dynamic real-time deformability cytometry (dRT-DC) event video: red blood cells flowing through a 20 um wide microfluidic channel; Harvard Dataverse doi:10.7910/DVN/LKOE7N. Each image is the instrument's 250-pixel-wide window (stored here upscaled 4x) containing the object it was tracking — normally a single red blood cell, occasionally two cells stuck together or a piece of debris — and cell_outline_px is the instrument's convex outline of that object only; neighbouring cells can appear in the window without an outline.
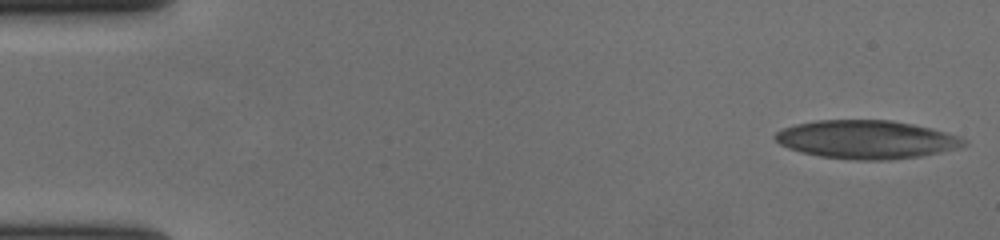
{"species": "human", "species_latin": "Homo sapiens", "temperature_condition": "cold", "stored_images_in_passage": 56, "camera_frame_rate_fps": 3000, "um_per_image_px": 0.085, "donor": {"sex": "female"}, "frame": {"image": 1, "passage_image": 1, "time_ms": 0.0, "image_size_px": [1000, 240], "cell_outline_px": [[968, 144], [960, 148], [920, 156], [888, 160], [856, 160], [820, 156], [800, 152], [788, 148], [780, 144], [772, 136], [776, 132], [784, 128], [796, 124], [816, 120], [892, 120], [912, 124], [960, 136], [968, 140]], "centroid_in_image_um": [73.65, 11.86], "position_along_channel_um": 11.3, "area_um2": 42.25}}
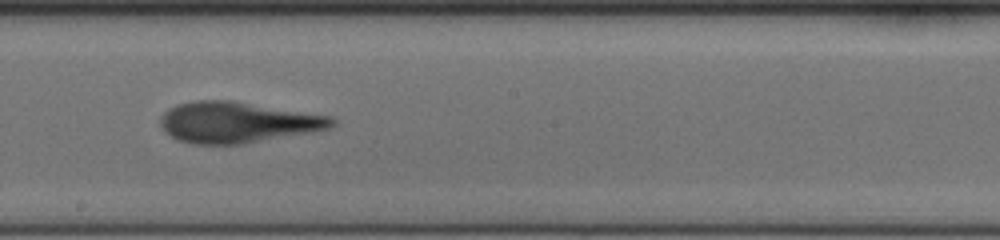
{"frame": {"image": 2, "passage_image": 31, "time_ms": 10.0, "image_size_px": [1000, 240], "cell_outline_px": [[336, 124], [328, 128], [308, 132], [244, 144], [192, 144], [176, 140], [164, 132], [160, 124], [160, 116], [168, 108], [176, 104], [196, 100], [232, 100], [332, 116], [336, 120]], "centroid_in_image_um": [20.13, 10.39], "position_along_channel_um": 228.1, "area_um2": 41.1}}
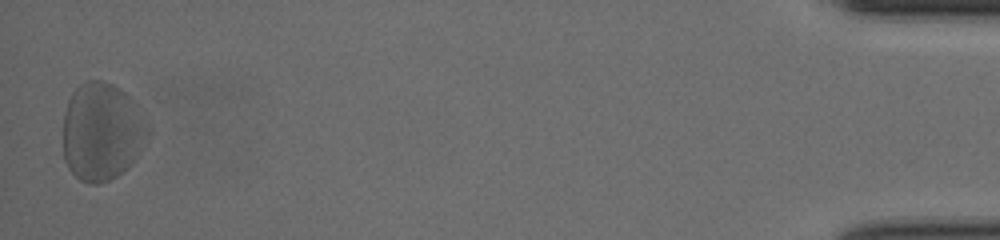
{"frame": {"image": 3, "passage_image": 55, "time_ms": 18.0, "image_size_px": [1000, 240], "cell_outline_px": [[148, 132], [132, 164], [116, 176], [108, 180], [96, 184], [88, 184], [80, 180], [68, 168], [64, 160], [64, 116], [68, 100], [72, 92], [84, 80], [104, 80], [120, 88], [132, 100], [148, 128]], "centroid_in_image_um": [8.61, 11.19], "position_along_channel_um": 426.6, "area_um2": 47.86}, "authors_computed_cell_mechanics": {"area_um2": 40.8935, "velocity_mm_per_s": 3.6357, "shape_relaxation_time_tau1_ms": 6.3743, "shape_relaxation_time_tau2_ms": 2.0042, "deformation_change_tau1": 0.2074, "deformation_change_tau2": 0.1104}}